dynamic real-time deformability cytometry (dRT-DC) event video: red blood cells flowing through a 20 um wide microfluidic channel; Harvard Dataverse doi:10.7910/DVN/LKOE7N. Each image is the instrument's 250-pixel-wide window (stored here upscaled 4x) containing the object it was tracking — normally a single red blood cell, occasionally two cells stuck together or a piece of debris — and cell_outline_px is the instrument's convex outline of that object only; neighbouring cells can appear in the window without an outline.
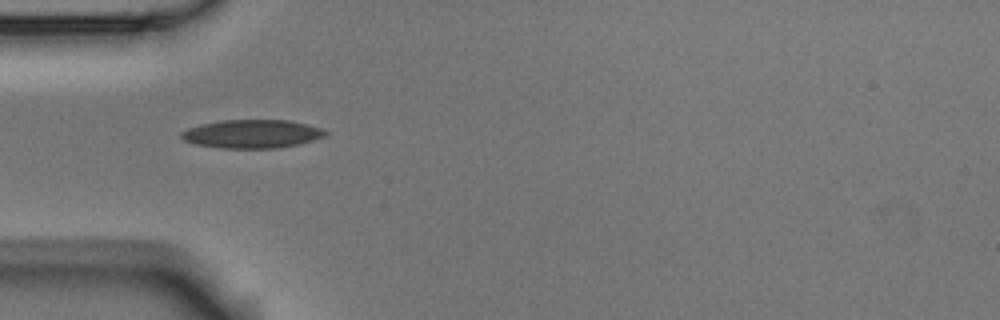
{"species": "Egyptian fruit bat (a non-hibernating species)", "species_latin": "Rousettus aegyptiacus", "temperature_condition": "room temperature", "stored_images_in_passage": 4, "camera_frame_rate_fps": 3000, "um_per_image_px": 0.085, "animal": {"sex": "male"}, "frame": {"image": 1, "passage_image": 1, "time_ms": 0.0, "image_size_px": [1000, 320], "cell_outline_px": [[328, 136], [300, 144], [276, 148], [220, 148], [196, 144], [184, 140], [180, 136], [180, 132], [188, 128], [200, 124], [220, 120], [288, 120], [308, 124], [320, 128], [328, 132]], "centroid_in_image_um": [21.44, 11.38], "position_along_channel_um": 63.6, "area_um2": 24.04}}
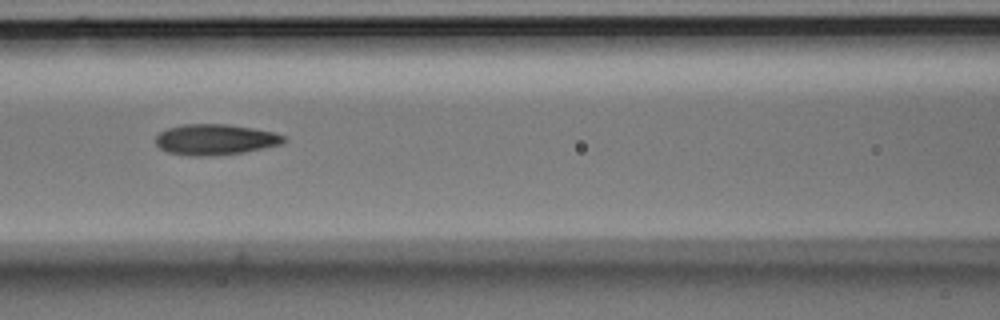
{"frame": {"image": 2, "passage_image": 3, "time_ms": 2.333, "image_size_px": [1000, 320], "cell_outline_px": [[288, 140], [280, 144], [264, 148], [244, 152], [216, 156], [188, 156], [168, 152], [160, 148], [156, 144], [156, 136], [160, 132], [168, 128], [184, 124], [228, 124], [252, 128], [272, 132], [288, 136]], "centroid_in_image_um": [18.31, 11.87], "position_along_channel_um": 148.3, "area_um2": 23.12}}
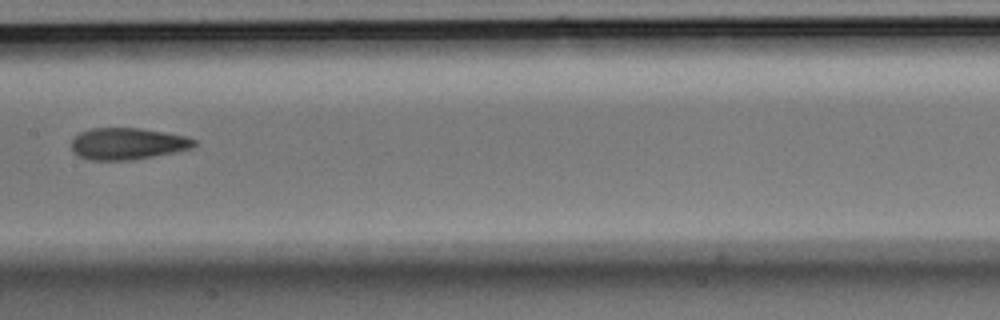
{"frame": {"image": 3, "passage_image": 4, "time_ms": 3.667, "image_size_px": [1000, 320], "cell_outline_px": [[196, 144], [192, 148], [132, 160], [88, 160], [72, 152], [72, 140], [80, 132], [92, 128], [140, 128], [184, 136], [196, 140]], "centroid_in_image_um": [10.8, 12.21], "position_along_channel_um": 196.6, "area_um2": 22.43}}